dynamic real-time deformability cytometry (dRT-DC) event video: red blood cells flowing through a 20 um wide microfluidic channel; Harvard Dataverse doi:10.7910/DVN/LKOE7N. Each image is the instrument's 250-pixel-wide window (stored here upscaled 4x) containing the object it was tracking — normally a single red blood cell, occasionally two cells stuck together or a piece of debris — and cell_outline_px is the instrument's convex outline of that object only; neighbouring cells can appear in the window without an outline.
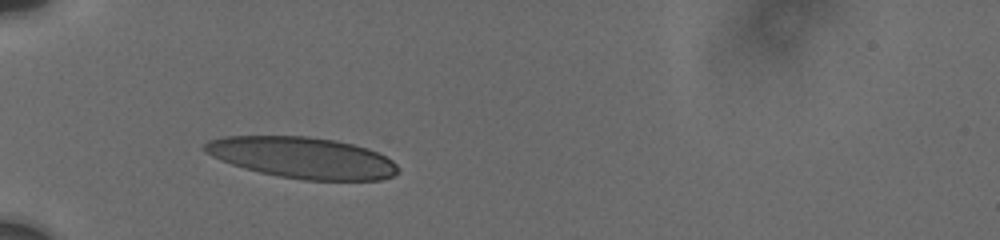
{"species": "human", "species_latin": "Homo sapiens", "temperature_condition": "cold", "stored_images_in_passage": 17, "camera_frame_rate_fps": 3000, "um_per_image_px": 0.085, "donor": {"sex": "male"}, "frame": {"image": 1, "passage_image": 1, "time_ms": 0.0, "image_size_px": [1000, 240], "cell_outline_px": [[400, 172], [392, 176], [380, 180], [304, 180], [276, 176], [244, 168], [220, 160], [204, 152], [200, 148], [208, 140], [224, 136], [308, 136], [336, 140], [368, 148], [392, 160], [400, 168]], "centroid_in_image_um": [25.68, 13.4], "position_along_channel_um": 59.3, "area_um2": 46.7}}
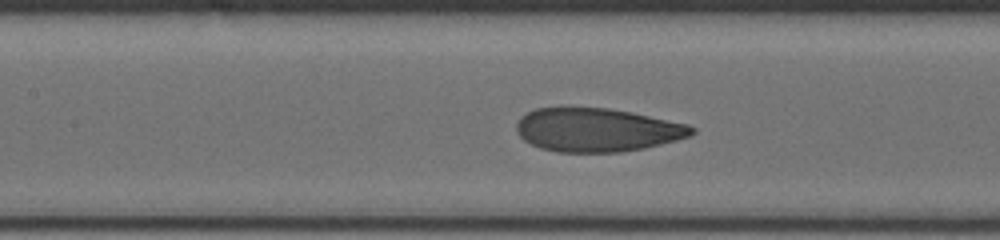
{"frame": {"image": 2, "passage_image": 12, "time_ms": 3.0, "image_size_px": [1000, 240], "cell_outline_px": [[696, 132], [692, 136], [644, 148], [620, 152], [556, 152], [540, 148], [524, 140], [516, 132], [516, 124], [520, 116], [536, 108], [608, 108], [632, 112], [688, 124], [696, 128]], "centroid_in_image_um": [50.76, 11.04], "position_along_channel_um": 156.6, "area_um2": 44.56}}
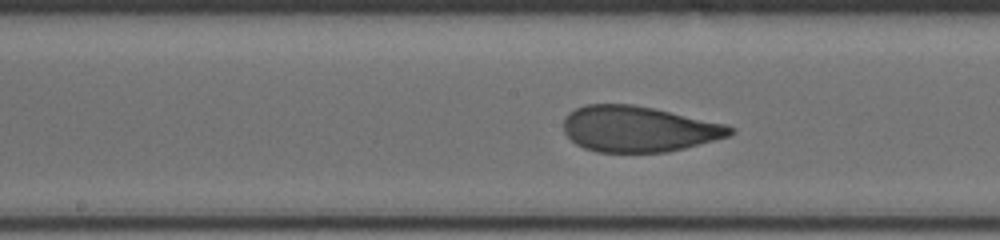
{"frame": {"image": 3, "passage_image": 16, "time_ms": 4.0, "image_size_px": [1000, 240], "cell_outline_px": [[736, 132], [728, 136], [684, 148], [668, 152], [596, 152], [584, 148], [576, 144], [564, 132], [564, 116], [568, 112], [584, 104], [632, 104], [652, 108], [724, 124], [736, 128]], "centroid_in_image_um": [54.23, 10.96], "position_along_channel_um": 194.0, "area_um2": 44.27}}